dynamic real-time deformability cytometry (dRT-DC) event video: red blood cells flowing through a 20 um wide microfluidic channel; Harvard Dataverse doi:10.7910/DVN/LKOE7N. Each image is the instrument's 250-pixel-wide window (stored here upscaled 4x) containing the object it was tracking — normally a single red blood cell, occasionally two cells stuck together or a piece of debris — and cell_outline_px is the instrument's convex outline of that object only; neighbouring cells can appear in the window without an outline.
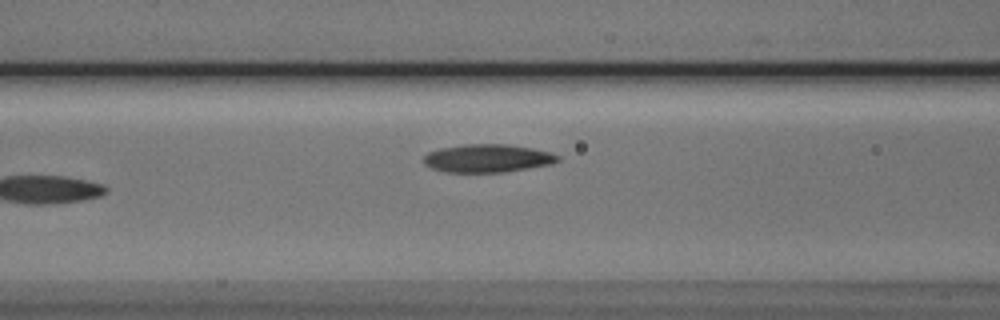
{"species": "Egyptian fruit bat (a non-hibernating species)", "species_latin": "Rousettus aegyptiacus", "temperature_condition": "cold", "stored_images_in_passage": 7, "camera_frame_rate_fps": 3000, "um_per_image_px": 0.085, "animal": {"sex": "male"}, "frame": {"image": 1, "passage_image": 7, "time_ms": 8.0, "image_size_px": [1000, 320], "cell_outline_px": [[560, 160], [552, 164], [504, 172], [444, 172], [432, 168], [424, 164], [424, 156], [428, 152], [440, 148], [464, 144], [508, 144], [532, 148], [552, 152], [560, 156]], "centroid_in_image_um": [41.46, 13.45], "position_along_channel_um": 125.1, "area_um2": 22.08}}